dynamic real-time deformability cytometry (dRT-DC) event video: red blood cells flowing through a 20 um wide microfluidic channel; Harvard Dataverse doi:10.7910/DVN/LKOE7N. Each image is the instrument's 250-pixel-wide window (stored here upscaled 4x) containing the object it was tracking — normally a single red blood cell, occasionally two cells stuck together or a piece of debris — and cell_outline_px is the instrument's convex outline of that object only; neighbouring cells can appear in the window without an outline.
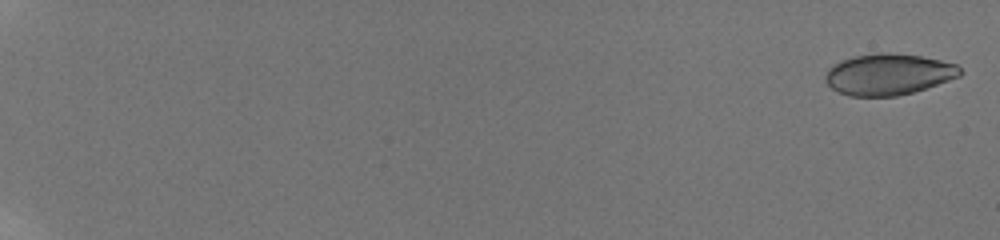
{"species": "human", "species_latin": "Homo sapiens", "temperature_condition": "room temperature", "stored_images_in_passage": 18, "camera_frame_rate_fps": 3000, "um_per_image_px": 0.085, "donor": {"sex": "male"}, "frame": {"image": 1, "passage_image": 1, "time_ms": 0.0, "image_size_px": [1000, 240], "cell_outline_px": [[964, 72], [960, 76], [912, 92], [896, 96], [848, 96], [832, 88], [824, 80], [824, 76], [828, 68], [840, 60], [856, 56], [880, 52], [888, 52], [920, 56], [940, 60], [956, 64]], "centroid_in_image_um": [75.49, 6.31], "position_along_channel_um": 9.5, "area_um2": 32.25}}
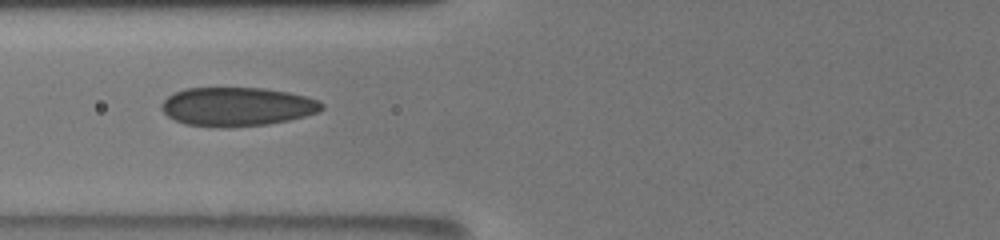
{"frame": {"image": 2, "passage_image": 17, "time_ms": 9.0, "image_size_px": [1000, 240], "cell_outline_px": [[324, 108], [320, 112], [288, 120], [268, 124], [232, 128], [220, 128], [184, 124], [168, 116], [160, 108], [160, 104], [168, 96], [184, 88], [264, 88], [288, 92], [320, 100], [324, 104]], "centroid_in_image_um": [20.16, 9.08], "position_along_channel_um": 105.6, "area_um2": 36.59}}